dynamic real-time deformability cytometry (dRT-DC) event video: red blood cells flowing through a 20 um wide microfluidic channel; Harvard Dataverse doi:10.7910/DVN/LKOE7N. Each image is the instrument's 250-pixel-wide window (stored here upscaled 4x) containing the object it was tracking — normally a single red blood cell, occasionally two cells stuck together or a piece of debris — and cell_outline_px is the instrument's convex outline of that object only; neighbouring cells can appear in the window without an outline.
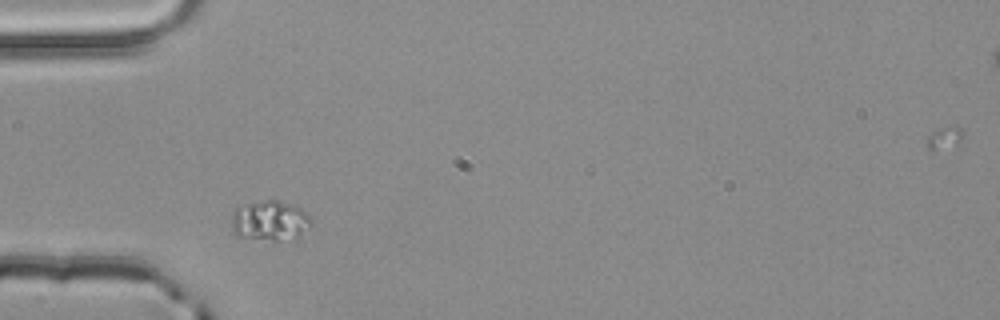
{"species": "common noctule bat (a hibernating species)", "species_latin": "Nyctalus noctula", "temperature_condition": "room temperature", "stored_images_in_passage": 3, "camera_frame_rate_fps": 3000, "um_per_image_px": 0.085, "animal": {"sex": "male", "body_mass_g": 20.4}, "frame": {"image": 1, "passage_image": 1, "time_ms": 0.0, "image_size_px": [1000, 320], "cell_outline_px": [[312, 224], [300, 240], [272, 240], [236, 236], [232, 232], [232, 212], [236, 208], [272, 196], [296, 204], [308, 212], [312, 216]], "centroid_in_image_um": [23.05, 18.72], "position_along_channel_um": 61.9, "area_um2": 19.83}}
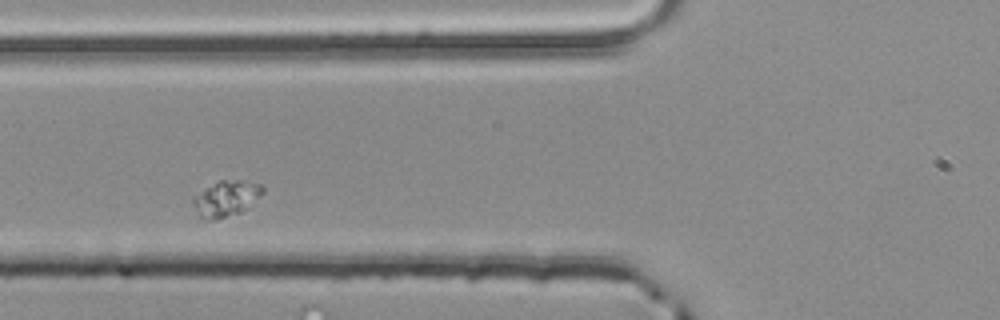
{"frame": {"image": 2, "passage_image": 2, "time_ms": 0.333, "image_size_px": [1000, 320], "cell_outline_px": [[264, 192], [260, 196], [240, 212], [216, 220], [212, 220], [200, 216], [192, 204], [192, 196], [220, 180], [244, 180], [260, 184], [264, 188]], "centroid_in_image_um": [19.21, 16.86], "position_along_channel_um": 106.6, "area_um2": 14.28}}